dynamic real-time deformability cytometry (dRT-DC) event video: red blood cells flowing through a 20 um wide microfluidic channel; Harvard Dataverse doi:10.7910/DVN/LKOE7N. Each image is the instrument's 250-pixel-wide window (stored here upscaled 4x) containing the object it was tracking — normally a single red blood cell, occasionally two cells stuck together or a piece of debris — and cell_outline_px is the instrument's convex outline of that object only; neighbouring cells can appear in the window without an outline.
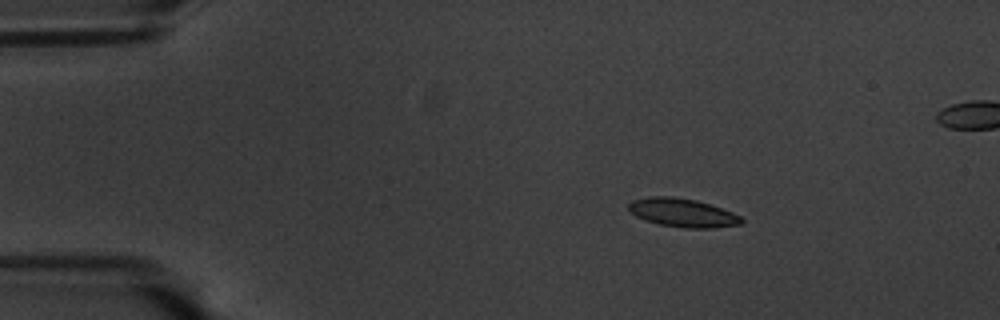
{"species": "common noctule bat (a hibernating species)", "species_latin": "Nyctalus noctula", "temperature_condition": "warm", "stored_images_in_passage": 49, "camera_frame_rate_fps": 3000, "um_per_image_px": 0.085, "animal": {"sex": "male", "body_mass_g": 20.1, "forearm_length_mm": 53.5}, "frame": {"image": 1, "passage_image": 1, "time_ms": 0.0, "image_size_px": [1000, 320], "cell_outline_px": [[744, 224], [712, 228], [684, 228], [660, 224], [644, 220], [636, 216], [628, 208], [628, 204], [632, 200], [648, 196], [672, 196], [696, 200], [732, 212], [740, 216], [744, 220]], "centroid_in_image_um": [58.02, 18.08], "position_along_channel_um": 27.0, "area_um2": 18.79}}
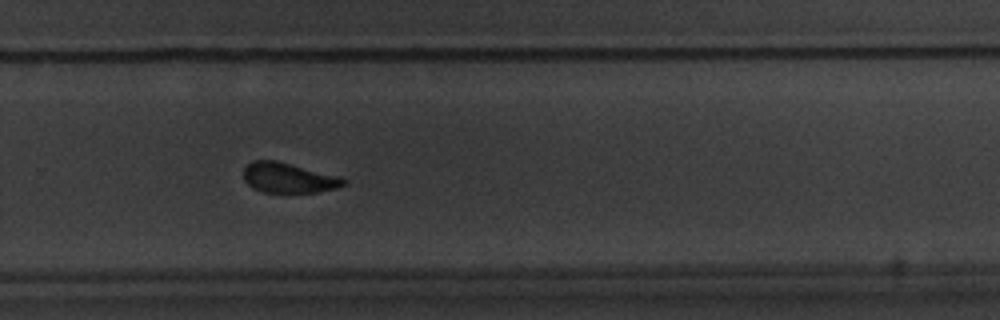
{"frame": {"image": 2, "passage_image": 30, "time_ms": 9.667, "image_size_px": [1000, 320], "cell_outline_px": [[348, 184], [340, 188], [316, 192], [264, 192], [252, 188], [244, 180], [244, 168], [252, 160], [276, 160], [340, 176], [348, 180]], "centroid_in_image_um": [24.57, 15.11], "position_along_channel_um": 305.2, "area_um2": 17.74}}
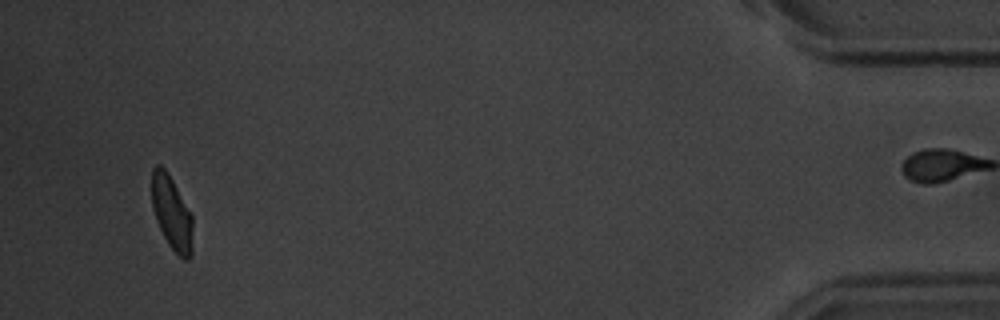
{"frame": {"image": 3, "passage_image": 46, "time_ms": 15.0, "image_size_px": [1000, 320], "cell_outline_px": [[192, 256], [188, 260], [184, 260], [168, 244], [156, 220], [152, 208], [152, 168], [156, 164], [160, 164], [168, 172], [192, 216]], "centroid_in_image_um": [14.59, 18.09], "position_along_channel_um": 420.6, "area_um2": 17.51}, "authors_computed_cell_mechanics": {"area_um2": 18.785, "velocity_mm_per_s": 3.5512, "shape_relaxation_time_tau1_ms": 2.6887, "shape_relaxation_time_tau2_ms": 1.1623, "deformation_change_tau1": 0.1157, "deformation_change_tau2": 0.0697}}